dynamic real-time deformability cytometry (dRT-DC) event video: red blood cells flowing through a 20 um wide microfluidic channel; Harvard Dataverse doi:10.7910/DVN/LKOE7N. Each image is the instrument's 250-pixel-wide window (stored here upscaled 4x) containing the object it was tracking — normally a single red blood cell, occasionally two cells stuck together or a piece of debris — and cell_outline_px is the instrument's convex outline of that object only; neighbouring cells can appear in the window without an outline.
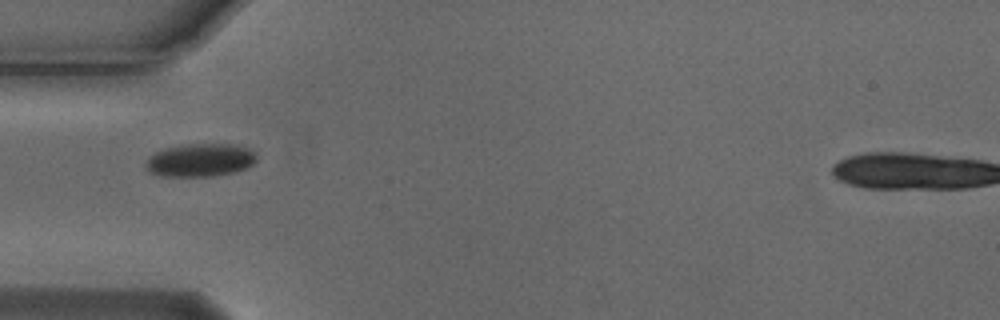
{"species": "Egyptian fruit bat (a non-hibernating species)", "species_latin": "Rousettus aegyptiacus", "temperature_condition": "cold", "stored_images_in_passage": 3, "camera_frame_rate_fps": 3000, "um_per_image_px": 0.085, "animal": {"sex": "male"}, "frame": {"image": 1, "passage_image": 1, "time_ms": 0.0, "image_size_px": [1000, 320], "cell_outline_px": [[256, 160], [252, 164], [236, 172], [212, 176], [160, 176], [148, 172], [144, 168], [144, 164], [148, 156], [164, 148], [188, 144], [240, 144], [256, 152]], "centroid_in_image_um": [16.99, 13.61], "position_along_channel_um": 68.0, "area_um2": 21.68}}